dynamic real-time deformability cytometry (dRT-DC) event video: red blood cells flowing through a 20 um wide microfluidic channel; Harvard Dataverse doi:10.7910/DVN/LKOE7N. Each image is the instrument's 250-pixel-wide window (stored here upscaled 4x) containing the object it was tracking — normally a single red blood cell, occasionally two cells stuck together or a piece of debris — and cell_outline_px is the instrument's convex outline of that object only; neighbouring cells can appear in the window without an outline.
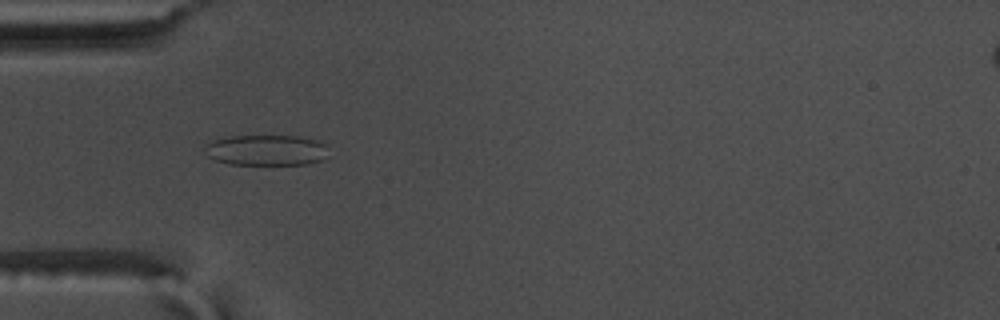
{"species": "common noctule bat (a hibernating species)", "species_latin": "Nyctalus noctula", "temperature_condition": "warm", "stored_images_in_passage": 55, "camera_frame_rate_fps": 3000, "um_per_image_px": 0.085, "animal": {"sex": "male", "body_mass_g": 17.5, "forearm_length_mm": 52.3}, "frame": {"image": 1, "passage_image": 17, "time_ms": 5.333, "image_size_px": [1000, 320], "cell_outline_px": [[328, 156], [324, 160], [308, 164], [228, 164], [216, 160], [208, 156], [204, 148], [204, 144], [212, 140], [228, 136], [300, 136], [316, 140], [324, 144]], "centroid_in_image_um": [22.62, 12.76], "position_along_channel_um": 62.4, "area_um2": 22.25}}
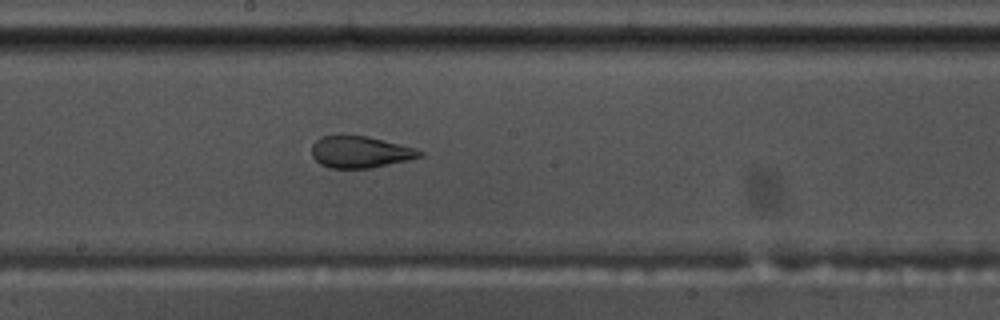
{"frame": {"image": 2, "passage_image": 30, "time_ms": 9.667, "image_size_px": [1000, 320], "cell_outline_px": [[424, 156], [408, 160], [372, 168], [328, 168], [320, 164], [312, 156], [312, 144], [320, 136], [364, 136], [400, 144], [424, 152]], "centroid_in_image_um": [30.6, 12.94], "position_along_channel_um": 217.6, "area_um2": 19.77}}
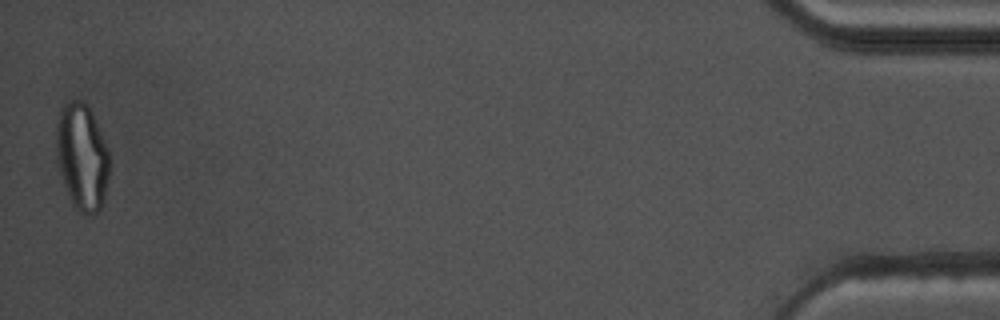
{"frame": {"image": 3, "passage_image": 55, "time_ms": 18.0, "image_size_px": [1000, 320], "cell_outline_px": [[108, 176], [104, 196], [100, 208], [96, 212], [84, 216], [72, 204], [64, 184], [56, 156], [56, 124], [60, 112], [72, 100], [84, 100], [92, 112], [108, 148]], "centroid_in_image_um": [6.97, 13.33], "position_along_channel_um": 428.2, "area_um2": 32.66}, "authors_computed_cell_mechanics": {"area_um2": 24.854, "velocity_mm_per_s": 3.6347, "shape_relaxation_time_tau1_ms": null, "shape_relaxation_time_tau2_ms": 1.1785, "deformation_change_tau1": null, "deformation_change_tau2": 0.0899}}